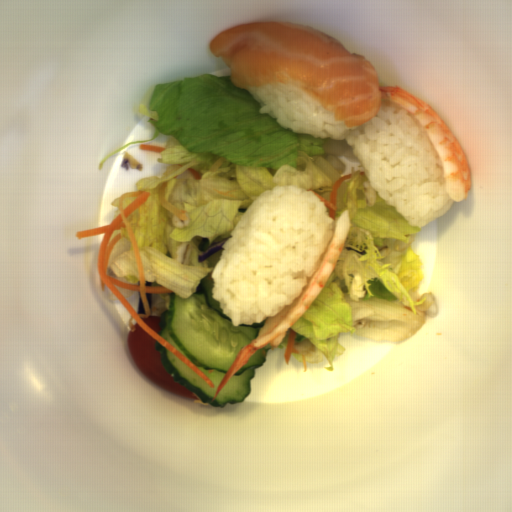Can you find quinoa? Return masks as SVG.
I'll list each match as a JSON object with an SVG mask.
<instances>
[{
    "label": "quinoa",
    "instance_id": "d39296ef",
    "mask_svg": "<svg viewBox=\"0 0 512 512\" xmlns=\"http://www.w3.org/2000/svg\"><path fill=\"white\" fill-rule=\"evenodd\" d=\"M322 152L326 161L338 175L344 173L346 169L339 157L357 158L344 140L323 138Z\"/></svg>",
    "mask_w": 512,
    "mask_h": 512
},
{
    "label": "quinoa",
    "instance_id": "754e4f59",
    "mask_svg": "<svg viewBox=\"0 0 512 512\" xmlns=\"http://www.w3.org/2000/svg\"><path fill=\"white\" fill-rule=\"evenodd\" d=\"M363 190L365 192L367 205L369 207L374 206L376 202L377 192L369 181L363 182Z\"/></svg>",
    "mask_w": 512,
    "mask_h": 512
}]
</instances>
